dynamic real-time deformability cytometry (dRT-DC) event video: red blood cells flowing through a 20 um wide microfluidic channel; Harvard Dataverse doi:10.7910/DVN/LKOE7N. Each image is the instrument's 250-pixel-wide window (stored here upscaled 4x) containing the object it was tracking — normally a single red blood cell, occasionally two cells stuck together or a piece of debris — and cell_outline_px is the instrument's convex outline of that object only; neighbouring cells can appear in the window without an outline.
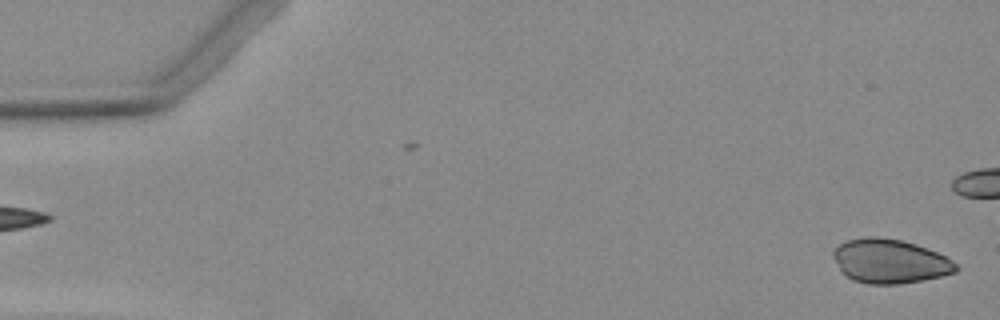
{"species": "Egyptian fruit bat (a non-hibernating species)", "species_latin": "Rousettus aegyptiacus", "temperature_condition": "warm", "stored_images_in_passage": 3, "segment_of_instrument_passage": [2, 2], "camera_frame_rate_fps": 3000, "um_per_image_px": 0.085, "animal": {"sex": "female"}, "frame": {"image": 1, "passage_image": 3, "time_ms": 3.0, "image_size_px": [1000, 320], "cell_outline_px": [[960, 268], [956, 272], [924, 280], [900, 284], [868, 284], [852, 280], [844, 276], [840, 272], [832, 256], [832, 252], [840, 244], [848, 240], [864, 236], [876, 236], [900, 240], [916, 244], [936, 252], [952, 260]], "centroid_in_image_um": [75.6, 22.21], "position_along_channel_um": 9.4, "area_um2": 31.79}}